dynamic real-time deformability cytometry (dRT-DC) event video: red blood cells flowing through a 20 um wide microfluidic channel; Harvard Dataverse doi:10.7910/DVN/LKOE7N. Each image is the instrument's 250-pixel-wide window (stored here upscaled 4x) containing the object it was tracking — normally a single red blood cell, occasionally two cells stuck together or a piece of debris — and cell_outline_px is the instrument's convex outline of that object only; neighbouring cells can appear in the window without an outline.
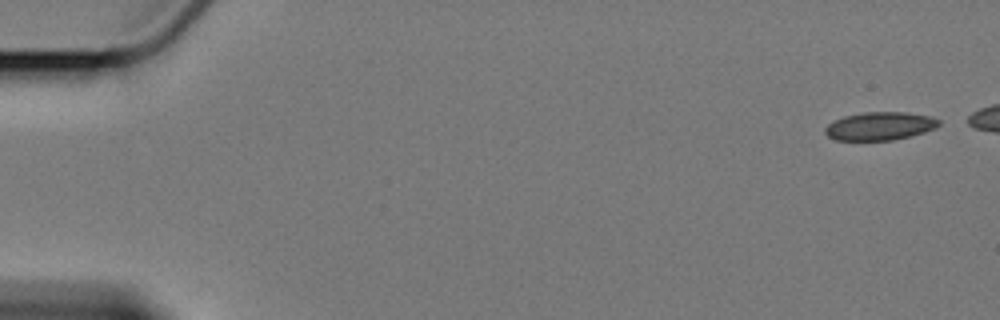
{"species": "Egyptian fruit bat (a non-hibernating species)", "species_latin": "Rousettus aegyptiacus", "temperature_condition": "cold", "stored_images_in_passage": 6, "camera_frame_rate_fps": 3000, "um_per_image_px": 0.085, "animal": {"sex": "female"}, "frame": {"image": 1, "passage_image": 1, "time_ms": 0.0, "image_size_px": [1000, 320], "cell_outline_px": [[940, 124], [936, 128], [924, 132], [892, 140], [836, 140], [828, 136], [824, 132], [824, 128], [828, 124], [844, 116], [864, 112], [904, 112], [932, 116], [940, 120]], "centroid_in_image_um": [74.8, 10.71], "position_along_channel_um": 10.2, "area_um2": 18.61}}
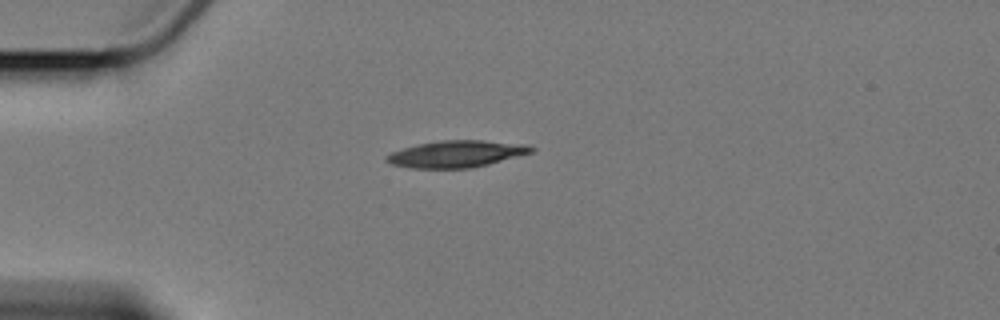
{"frame": {"image": 2, "passage_image": 6, "time_ms": 7.0, "image_size_px": [1000, 320], "cell_outline_px": [[536, 148], [532, 152], [488, 164], [468, 168], [412, 168], [392, 164], [384, 160], [384, 156], [392, 152], [404, 148], [420, 144], [440, 140], [484, 140], [524, 144]], "centroid_in_image_um": [38.78, 13.08], "position_along_channel_um": 46.2, "area_um2": 22.37}}